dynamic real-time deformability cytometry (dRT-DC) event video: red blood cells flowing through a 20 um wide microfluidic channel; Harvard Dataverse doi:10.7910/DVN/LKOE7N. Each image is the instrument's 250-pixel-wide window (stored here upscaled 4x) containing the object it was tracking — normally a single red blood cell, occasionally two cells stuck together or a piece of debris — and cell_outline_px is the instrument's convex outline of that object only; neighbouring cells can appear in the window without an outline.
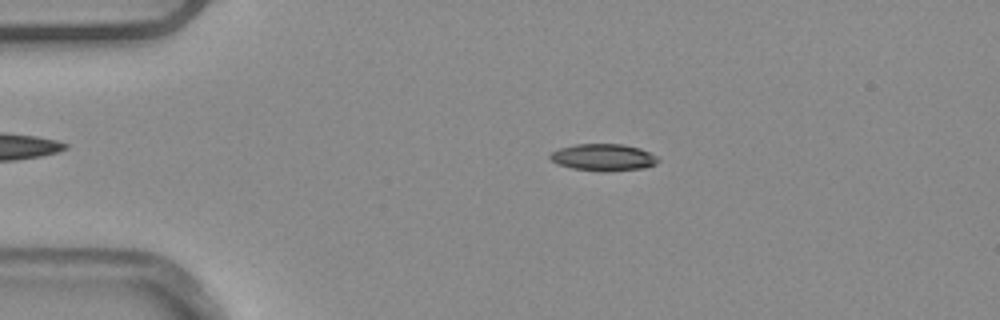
{"species": "common noctule bat (a hibernating species)", "species_latin": "Nyctalus noctula", "temperature_condition": "warm", "stored_images_in_passage": 3, "camera_frame_rate_fps": 3000, "um_per_image_px": 0.085, "animal": {"sex": "male", "body_mass_g": 20.4}, "frame": {"image": 1, "passage_image": 2, "time_ms": 0.333, "image_size_px": [1000, 320], "cell_outline_px": [[660, 160], [656, 164], [644, 168], [608, 172], [600, 172], [572, 168], [556, 164], [548, 156], [552, 152], [560, 148], [576, 144], [624, 144], [640, 148], [656, 156]], "centroid_in_image_um": [51.29, 13.39], "position_along_channel_um": 33.7, "area_um2": 17.11}}